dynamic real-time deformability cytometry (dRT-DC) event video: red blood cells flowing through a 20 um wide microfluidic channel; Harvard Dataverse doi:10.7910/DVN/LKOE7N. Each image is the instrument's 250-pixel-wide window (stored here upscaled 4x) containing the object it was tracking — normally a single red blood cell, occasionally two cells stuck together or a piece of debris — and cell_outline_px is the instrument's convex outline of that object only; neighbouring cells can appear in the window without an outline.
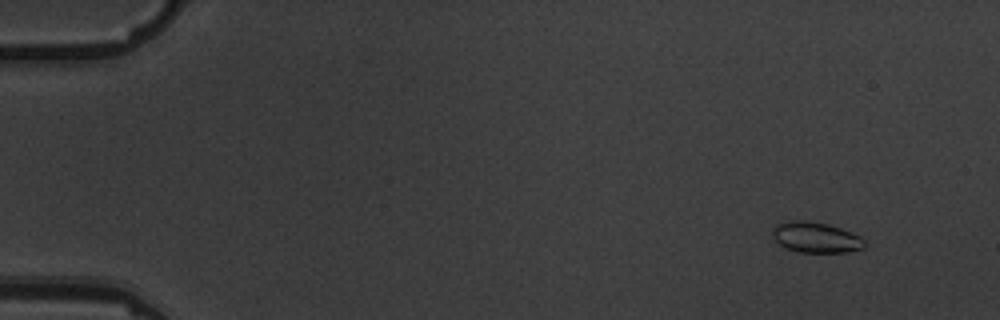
{"species": "common noctule bat (a hibernating species)", "species_latin": "Nyctalus noctula", "temperature_condition": "warm", "stored_images_in_passage": 6, "camera_frame_rate_fps": 3000, "um_per_image_px": 0.085, "animal": {"sex": "male", "body_mass_g": 19.5, "forearm_length_mm": 54.6}, "frame": {"image": 1, "passage_image": 2, "time_ms": 1.333, "image_size_px": [1000, 320], "cell_outline_px": [[864, 248], [848, 252], [800, 252], [788, 248], [780, 244], [772, 236], [772, 228], [776, 224], [788, 220], [804, 220], [828, 224], [840, 228], [860, 236], [864, 240]], "centroid_in_image_um": [69.33, 20.16], "position_along_channel_um": 15.7, "area_um2": 16.36}}